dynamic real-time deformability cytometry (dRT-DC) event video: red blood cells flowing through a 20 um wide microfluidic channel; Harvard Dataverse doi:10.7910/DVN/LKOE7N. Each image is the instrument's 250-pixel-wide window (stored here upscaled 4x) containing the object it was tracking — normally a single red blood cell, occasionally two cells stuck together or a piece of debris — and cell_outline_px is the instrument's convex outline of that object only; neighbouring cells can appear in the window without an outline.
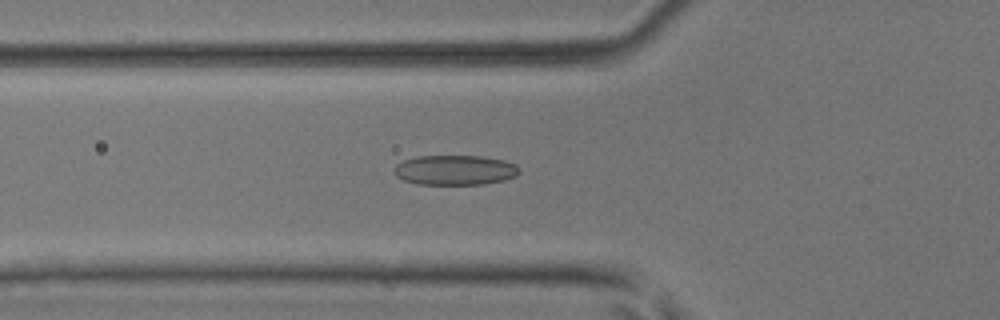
{"species": "common noctule bat (a hibernating species)", "species_latin": "Nyctalus noctula", "temperature_condition": "room temperature", "stored_images_in_passage": 51, "camera_frame_rate_fps": 3000, "um_per_image_px": 0.085, "animal": {"sex": "male", "body_mass_g": 17.9, "forearm_length_mm": 54.2}, "frame": {"image": 1, "passage_image": 19, "time_ms": 6.0, "image_size_px": [1000, 320], "cell_outline_px": [[520, 172], [516, 176], [504, 180], [484, 184], [416, 184], [404, 180], [396, 176], [392, 172], [392, 168], [396, 164], [404, 160], [416, 156], [480, 156], [504, 160], [516, 164], [520, 168]], "centroid_in_image_um": [38.66, 14.45], "position_along_channel_um": 87.1, "area_um2": 22.02}}
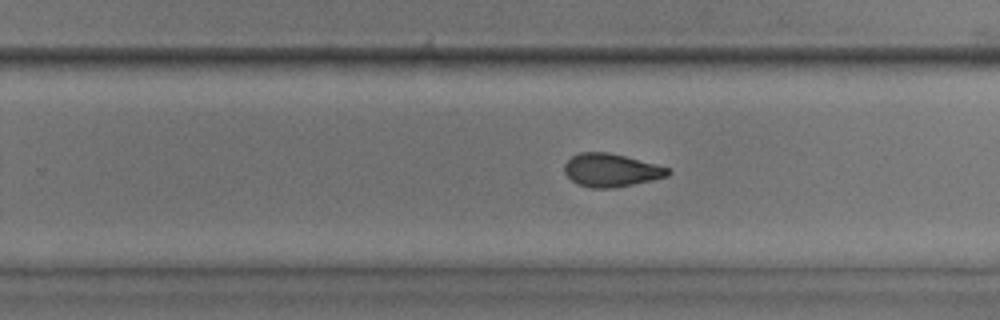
{"frame": {"image": 2, "passage_image": 33, "time_ms": 10.667, "image_size_px": [1000, 320], "cell_outline_px": [[672, 172], [668, 176], [652, 180], [612, 188], [592, 188], [576, 184], [564, 172], [564, 164], [572, 156], [580, 152], [608, 152], [656, 164], [668, 168]], "centroid_in_image_um": [51.93, 14.47], "position_along_channel_um": 277.9, "area_um2": 19.88}}
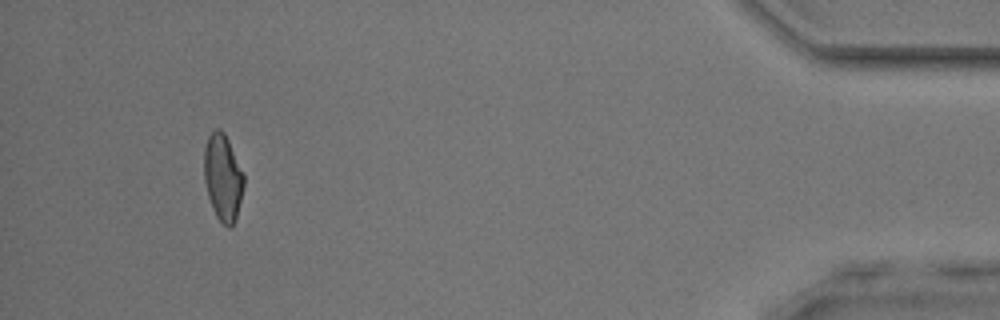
{"frame": {"image": 3, "passage_image": 48, "time_ms": 15.667, "image_size_px": [1000, 320], "cell_outline_px": [[244, 184], [236, 216], [232, 224], [228, 228], [216, 216], [212, 208], [208, 196], [204, 180], [204, 148], [208, 136], [216, 128], [220, 128], [224, 132], [244, 172]], "centroid_in_image_um": [18.93, 15.04], "position_along_channel_um": 416.3, "area_um2": 19.94}, "authors_computed_cell_mechanics": {"area_um2": 20.4612, "velocity_mm_per_s": 4.0912, "shape_relaxation_time_tau1_ms": 5.7449, "shape_relaxation_time_tau2_ms": 2.0881, "deformation_change_tau1": 0.1658, "deformation_change_tau2": 0.0834}}